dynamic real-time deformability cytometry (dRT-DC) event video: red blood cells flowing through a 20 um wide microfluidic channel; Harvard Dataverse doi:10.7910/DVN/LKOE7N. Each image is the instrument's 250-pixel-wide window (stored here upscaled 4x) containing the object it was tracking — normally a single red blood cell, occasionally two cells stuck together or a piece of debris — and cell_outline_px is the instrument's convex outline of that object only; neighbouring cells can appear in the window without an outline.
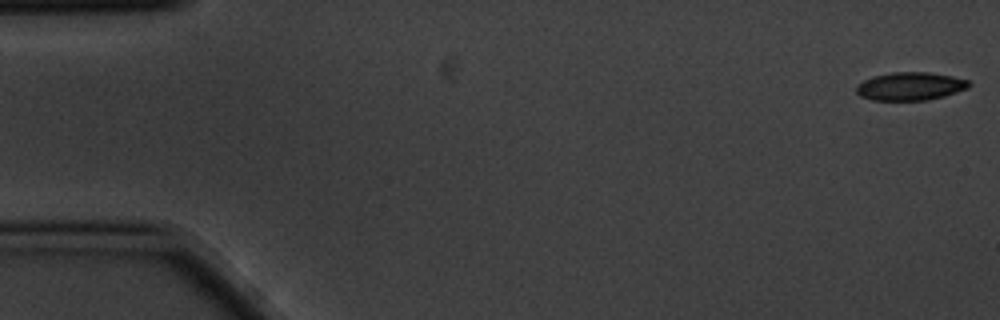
{"species": "common noctule bat (a hibernating species)", "species_latin": "Nyctalus noctula", "temperature_condition": "cold", "stored_images_in_passage": 3, "segment_of_instrument_passage": [2, 2], "camera_frame_rate_fps": 3000, "um_per_image_px": 0.085, "animal": {"sex": "male", "body_mass_g": 20.1, "forearm_length_mm": 53.5}, "frame": {"image": 1, "passage_image": 3, "time_ms": 0.667, "image_size_px": [1000, 320], "cell_outline_px": [[972, 84], [968, 88], [944, 96], [924, 100], [872, 100], [860, 96], [856, 92], [856, 84], [872, 76], [892, 72], [928, 72], [952, 76], [968, 80]], "centroid_in_image_um": [77.35, 7.32], "position_along_channel_um": 7.6, "area_um2": 18.5}}